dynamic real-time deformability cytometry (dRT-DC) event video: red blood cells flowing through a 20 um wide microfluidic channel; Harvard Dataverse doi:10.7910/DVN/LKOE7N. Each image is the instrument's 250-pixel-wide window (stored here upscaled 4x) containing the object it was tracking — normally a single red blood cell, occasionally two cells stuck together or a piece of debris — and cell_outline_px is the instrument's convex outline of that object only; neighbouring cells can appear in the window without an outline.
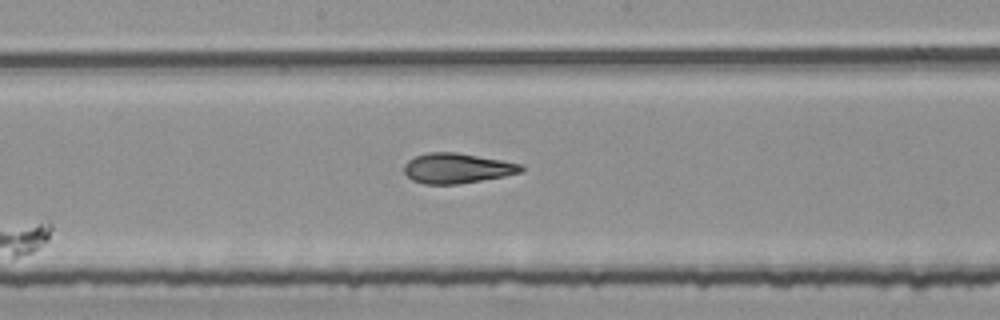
{"species": "common noctule bat (a hibernating species)", "species_latin": "Nyctalus noctula", "temperature_condition": "room temperature", "stored_images_in_passage": 6, "segment_of_instrument_passage": [1, 2], "camera_frame_rate_fps": 3000, "um_per_image_px": 0.085, "animal": {"sex": "female", "body_mass_g": 25.1}, "frame": {"image": 1, "passage_image": 5, "time_ms": 1.333, "image_size_px": [1000, 320], "cell_outline_px": [[524, 168], [520, 172], [504, 176], [456, 184], [424, 184], [412, 180], [404, 172], [404, 164], [408, 160], [416, 156], [428, 152], [456, 152], [524, 164]], "centroid_in_image_um": [38.83, 14.29], "position_along_channel_um": 209.4, "area_um2": 20.4}}